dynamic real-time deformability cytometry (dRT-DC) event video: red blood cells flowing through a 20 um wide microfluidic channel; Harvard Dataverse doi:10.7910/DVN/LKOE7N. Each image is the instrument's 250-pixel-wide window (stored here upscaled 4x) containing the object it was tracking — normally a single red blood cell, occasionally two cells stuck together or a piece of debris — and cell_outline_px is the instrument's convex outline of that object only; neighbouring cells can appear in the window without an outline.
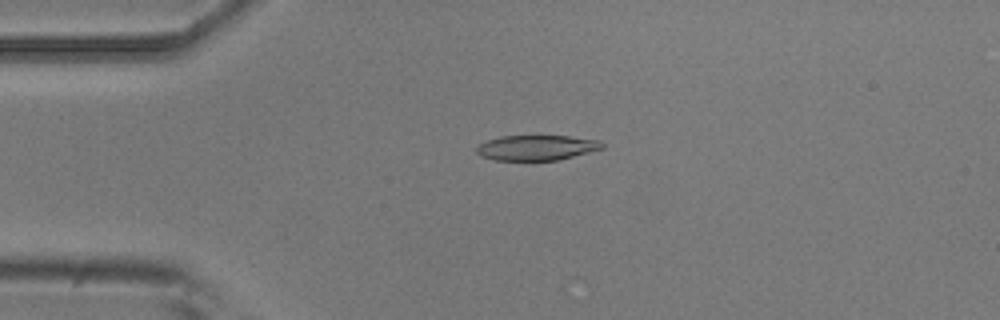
{"species": "common noctule bat (a hibernating species)", "species_latin": "Nyctalus noctula", "temperature_condition": "room temperature", "stored_images_in_passage": 2, "camera_frame_rate_fps": 3000, "um_per_image_px": 0.085, "animal": {"sex": "male", "body_mass_g": 20.5, "forearm_length_mm": 52.5}, "frame": {"image": 1, "passage_image": 1, "time_ms": 0.0, "image_size_px": [1000, 320], "cell_outline_px": [[604, 148], [556, 160], [496, 160], [480, 156], [476, 152], [476, 148], [480, 144], [488, 140], [500, 136], [568, 136], [600, 140], [604, 144]], "centroid_in_image_um": [45.6, 12.55], "position_along_channel_um": 39.4, "area_um2": 18.26}}